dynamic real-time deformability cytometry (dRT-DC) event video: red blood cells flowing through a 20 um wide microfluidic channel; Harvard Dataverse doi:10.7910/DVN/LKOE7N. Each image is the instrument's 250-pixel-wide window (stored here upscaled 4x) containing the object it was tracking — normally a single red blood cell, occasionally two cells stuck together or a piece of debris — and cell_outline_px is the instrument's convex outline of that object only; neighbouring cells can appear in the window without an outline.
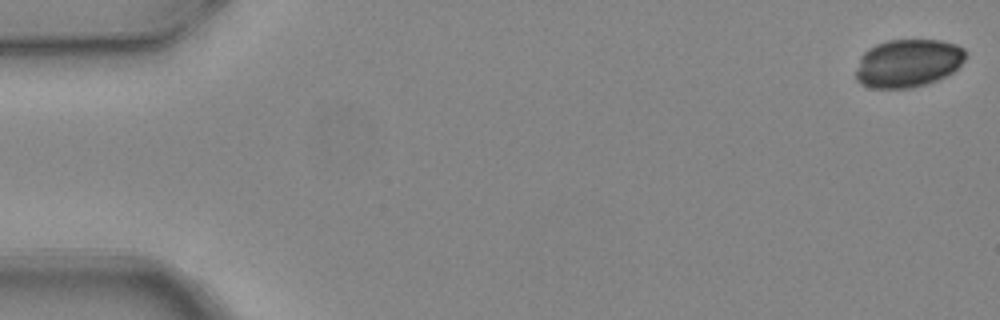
{"species": "common noctule bat (a hibernating species)", "species_latin": "Nyctalus noctula", "temperature_condition": "warm", "stored_images_in_passage": 5, "camera_frame_rate_fps": 3000, "um_per_image_px": 0.085, "animal": {"sex": "female", "body_mass_g": 24.6, "forearm_length_mm": 56.2}, "frame": {"image": 1, "passage_image": 1, "time_ms": 0.0, "image_size_px": [1000, 320], "cell_outline_px": [[964, 60], [952, 72], [936, 80], [912, 88], [872, 88], [856, 80], [856, 72], [860, 56], [868, 48], [876, 44], [888, 40], [940, 40], [956, 44], [964, 48]], "centroid_in_image_um": [77.15, 5.36], "position_along_channel_um": 7.8, "area_um2": 30.52}}
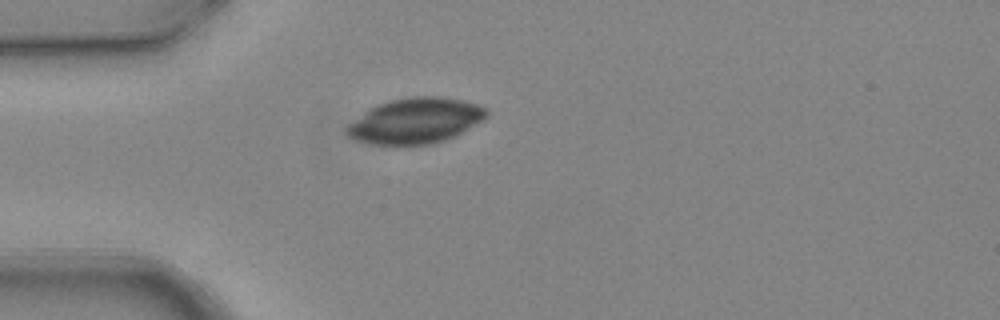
{"frame": {"image": 2, "passage_image": 5, "time_ms": 1.333, "image_size_px": [1000, 320], "cell_outline_px": [[488, 116], [484, 120], [444, 140], [432, 144], [396, 148], [392, 148], [352, 140], [344, 132], [344, 128], [348, 124], [376, 104], [392, 100], [412, 96], [440, 96], [460, 100], [476, 104], [488, 108]], "centroid_in_image_um": [35.25, 10.31], "position_along_channel_um": 49.7, "area_um2": 37.8}}